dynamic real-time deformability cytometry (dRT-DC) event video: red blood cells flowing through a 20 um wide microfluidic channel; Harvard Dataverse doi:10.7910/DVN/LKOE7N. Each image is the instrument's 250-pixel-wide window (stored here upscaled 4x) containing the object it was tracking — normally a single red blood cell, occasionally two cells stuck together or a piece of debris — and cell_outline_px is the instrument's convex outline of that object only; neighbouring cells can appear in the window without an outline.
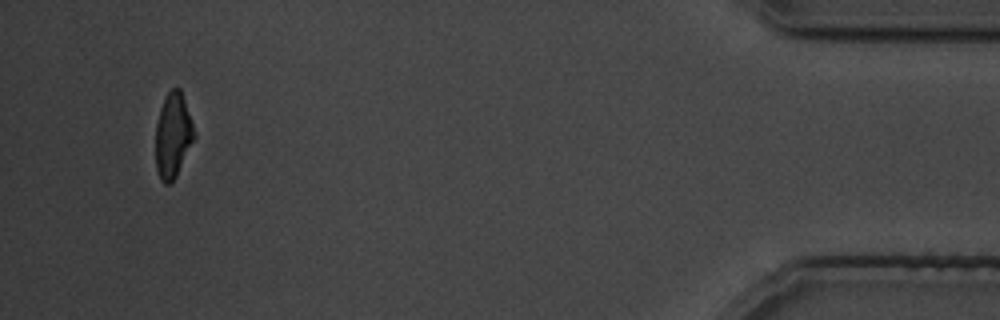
{"species": "common noctule bat (a hibernating species)", "species_latin": "Nyctalus noctula", "temperature_condition": "cold", "stored_images_in_passage": 35, "camera_frame_rate_fps": 3000, "um_per_image_px": 0.085, "animal": {"sex": "male", "body_mass_g": 19.5, "forearm_length_mm": 54.6}, "frame": {"image": 1, "passage_image": 35, "time_ms": 49.667, "image_size_px": [1000, 320], "cell_outline_px": [[196, 136], [176, 176], [168, 184], [164, 184], [160, 180], [156, 168], [156, 124], [160, 108], [168, 92], [172, 88], [180, 88], [196, 132]], "centroid_in_image_um": [14.71, 11.51], "position_along_channel_um": 420.5, "area_um2": 19.02}}